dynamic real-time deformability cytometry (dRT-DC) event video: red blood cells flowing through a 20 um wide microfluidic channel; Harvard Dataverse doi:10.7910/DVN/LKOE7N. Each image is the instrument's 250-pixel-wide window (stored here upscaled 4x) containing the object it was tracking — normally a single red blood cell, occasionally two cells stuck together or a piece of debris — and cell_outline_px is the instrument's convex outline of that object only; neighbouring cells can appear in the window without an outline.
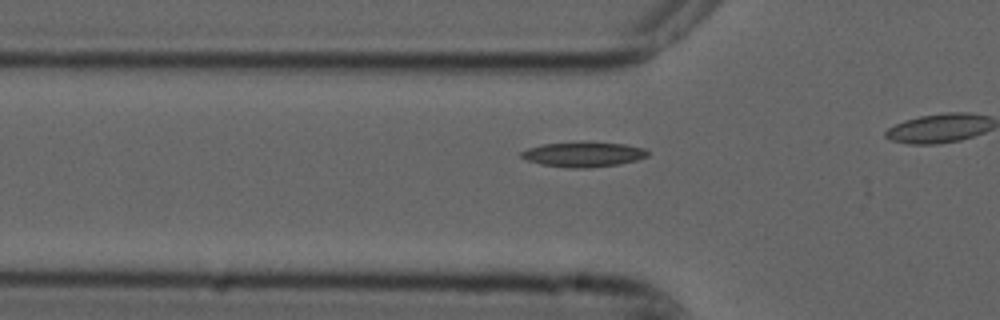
{"species": "common noctule bat (a hibernating species)", "species_latin": "Nyctalus noctula", "temperature_condition": "cold", "stored_images_in_passage": 9, "camera_frame_rate_fps": 3000, "um_per_image_px": 0.085, "animal": {"sex": "male", "forearm_length_mm": 52.5}, "frame": {"image": 1, "passage_image": 4, "time_ms": 1.0, "image_size_px": [1000, 320], "cell_outline_px": [[648, 156], [636, 160], [620, 164], [588, 168], [568, 168], [540, 164], [528, 160], [520, 156], [520, 152], [528, 148], [544, 144], [624, 144], [644, 148], [648, 152]], "centroid_in_image_um": [49.58, 13.16], "position_along_channel_um": 76.2, "area_um2": 17.63}}
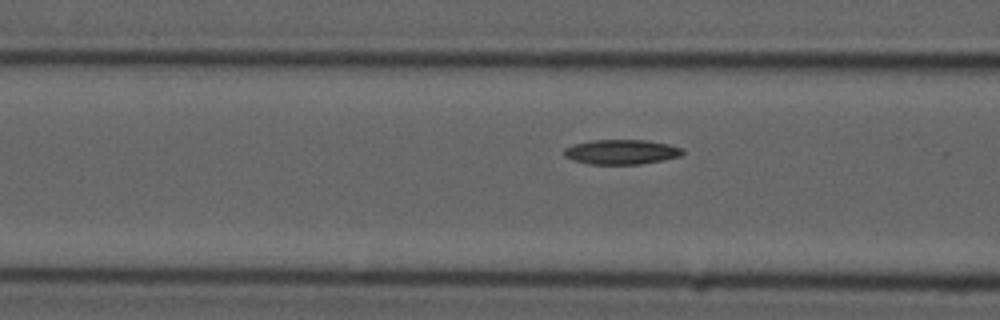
{"frame": {"image": 2, "passage_image": 7, "time_ms": 2.0, "image_size_px": [1000, 320], "cell_outline_px": [[684, 152], [680, 156], [664, 160], [640, 164], [588, 164], [572, 160], [564, 156], [564, 148], [576, 144], [592, 140], [648, 140], [668, 144], [684, 148]], "centroid_in_image_um": [52.84, 12.91], "position_along_channel_um": 113.8, "area_um2": 17.17}}